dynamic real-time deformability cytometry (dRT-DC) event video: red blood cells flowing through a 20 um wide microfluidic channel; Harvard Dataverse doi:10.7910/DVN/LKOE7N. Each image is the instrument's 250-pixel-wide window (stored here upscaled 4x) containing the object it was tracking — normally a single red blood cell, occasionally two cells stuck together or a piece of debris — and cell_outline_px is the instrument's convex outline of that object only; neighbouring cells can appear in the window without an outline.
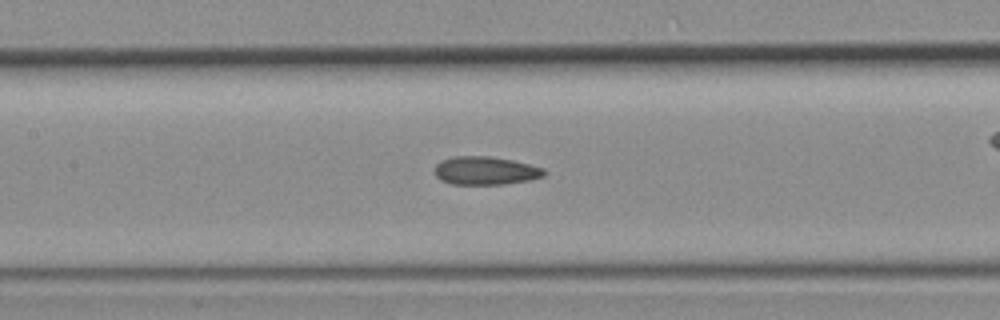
{"species": "common noctule bat (a hibernating species)", "species_latin": "Nyctalus noctula", "temperature_condition": "room temperature", "stored_images_in_passage": 25, "camera_frame_rate_fps": 3000, "um_per_image_px": 0.085, "animal": {"sex": "female", "body_mass_g": 19.3, "forearm_length_mm": 54.1}, "frame": {"image": 1, "passage_image": 8, "time_ms": 2.333, "image_size_px": [1000, 320], "cell_outline_px": [[548, 172], [544, 176], [532, 180], [504, 184], [452, 184], [440, 180], [436, 176], [436, 164], [440, 160], [452, 156], [492, 156], [512, 160], [544, 168]], "centroid_in_image_um": [41.29, 14.5], "position_along_channel_um": 166.1, "area_um2": 18.21}}
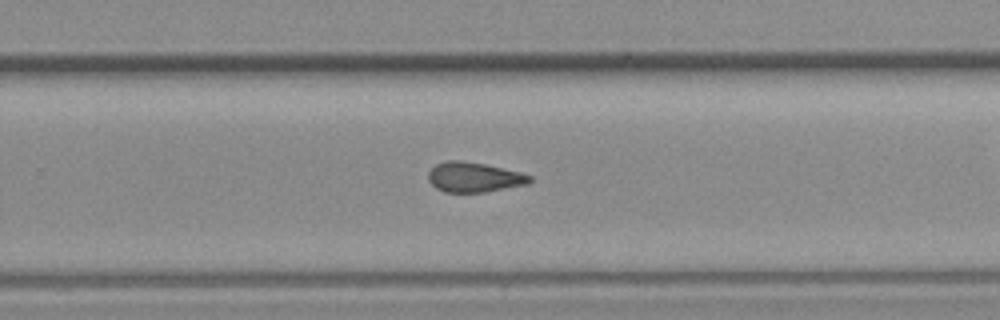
{"frame": {"image": 2, "passage_image": 15, "time_ms": 4.667, "image_size_px": [1000, 320], "cell_outline_px": [[532, 180], [528, 184], [484, 192], [444, 192], [436, 188], [428, 180], [428, 172], [436, 164], [448, 160], [460, 160], [484, 164], [520, 172], [532, 176]], "centroid_in_image_um": [40.28, 15.06], "position_along_channel_um": 289.5, "area_um2": 17.63}}